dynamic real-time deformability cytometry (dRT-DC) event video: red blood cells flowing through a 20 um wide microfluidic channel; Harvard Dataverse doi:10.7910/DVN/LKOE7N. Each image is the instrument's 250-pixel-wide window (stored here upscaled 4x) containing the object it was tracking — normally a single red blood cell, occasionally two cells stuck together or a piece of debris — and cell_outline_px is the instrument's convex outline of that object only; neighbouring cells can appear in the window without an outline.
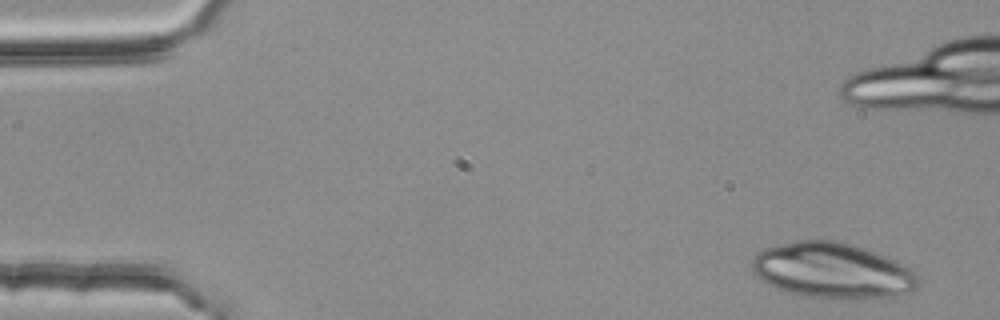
{"species": "common noctule bat (a hibernating species)", "species_latin": "Nyctalus noctula", "temperature_condition": "room temperature", "stored_images_in_passage": 5, "camera_frame_rate_fps": 3000, "um_per_image_px": 0.085, "animal": {"sex": "female", "body_mass_g": 25.1}, "frame": {"image": 1, "passage_image": 1, "time_ms": 0.0, "image_size_px": [1000, 320], "cell_outline_px": [[920, 284], [912, 292], [896, 296], [864, 300], [856, 300], [808, 296], [788, 292], [776, 288], [768, 284], [756, 276], [752, 272], [752, 260], [756, 252], [764, 248], [796, 240], [836, 240], [852, 244], [876, 252], [908, 268], [920, 280]], "centroid_in_image_um": [70.75, 23.01], "position_along_channel_um": 14.3, "area_um2": 54.1}}